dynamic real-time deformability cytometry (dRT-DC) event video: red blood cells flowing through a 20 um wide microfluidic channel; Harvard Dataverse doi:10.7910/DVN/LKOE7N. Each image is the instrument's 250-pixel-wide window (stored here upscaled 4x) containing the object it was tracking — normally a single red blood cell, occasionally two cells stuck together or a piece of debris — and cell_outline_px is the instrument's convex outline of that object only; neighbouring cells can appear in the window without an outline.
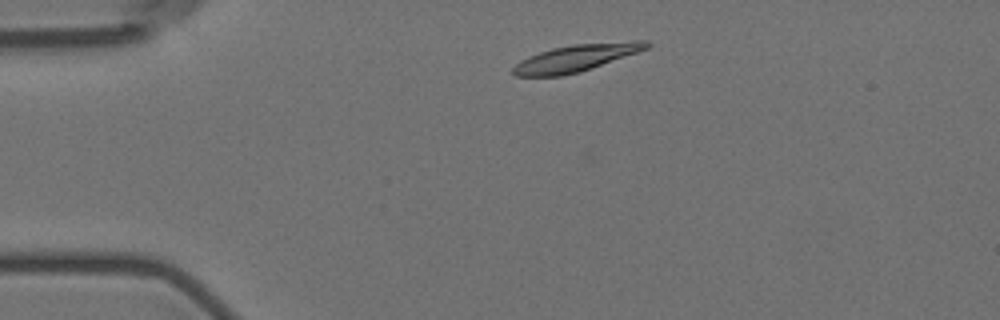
{"species": "Egyptian fruit bat (a non-hibernating species)", "species_latin": "Rousettus aegyptiacus", "temperature_condition": "room temperature", "stored_images_in_passage": 3, "camera_frame_rate_fps": 3000, "um_per_image_px": 0.085, "animal": {"sex": "female"}, "frame": {"image": 1, "passage_image": 2, "time_ms": 1.333, "image_size_px": [1000, 320], "cell_outline_px": [[652, 44], [648, 48], [580, 72], [560, 76], [516, 76], [512, 72], [512, 68], [520, 60], [528, 56], [552, 48], [572, 44], [632, 40], [648, 40]], "centroid_in_image_um": [48.97, 4.91], "position_along_channel_um": 36.0, "area_um2": 21.04}}